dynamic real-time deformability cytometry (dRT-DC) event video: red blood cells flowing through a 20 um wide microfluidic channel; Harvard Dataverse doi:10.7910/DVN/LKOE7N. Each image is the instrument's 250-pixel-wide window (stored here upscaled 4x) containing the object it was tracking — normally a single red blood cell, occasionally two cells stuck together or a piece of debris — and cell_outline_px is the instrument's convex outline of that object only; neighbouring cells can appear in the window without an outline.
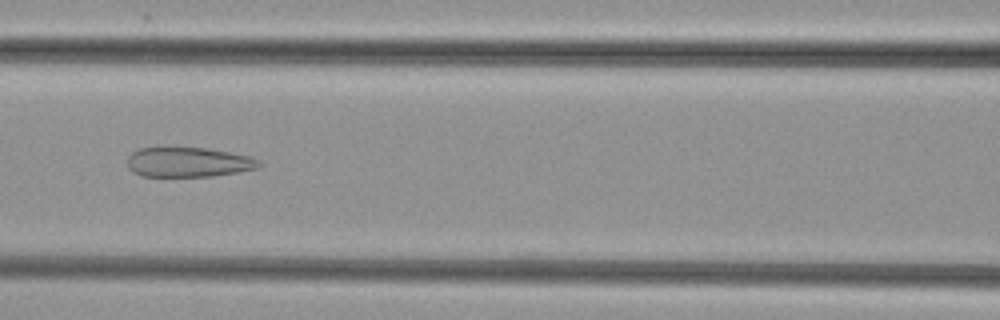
{"species": "common noctule bat (a hibernating species)", "species_latin": "Nyctalus noctula", "temperature_condition": "cold", "stored_images_in_passage": 51, "camera_frame_rate_fps": 3000, "um_per_image_px": 0.085, "animal": {"sex": "female", "body_mass_g": 29.2, "forearm_length_mm": 56.3}, "frame": {"image": 1, "passage_image": 23, "time_ms": 7.333, "image_size_px": [1000, 320], "cell_outline_px": [[264, 164], [260, 168], [212, 176], [140, 176], [132, 172], [128, 168], [128, 156], [132, 152], [140, 148], [204, 148], [252, 156]], "centroid_in_image_um": [16.03, 13.79], "position_along_channel_um": 150.6, "area_um2": 22.83}}
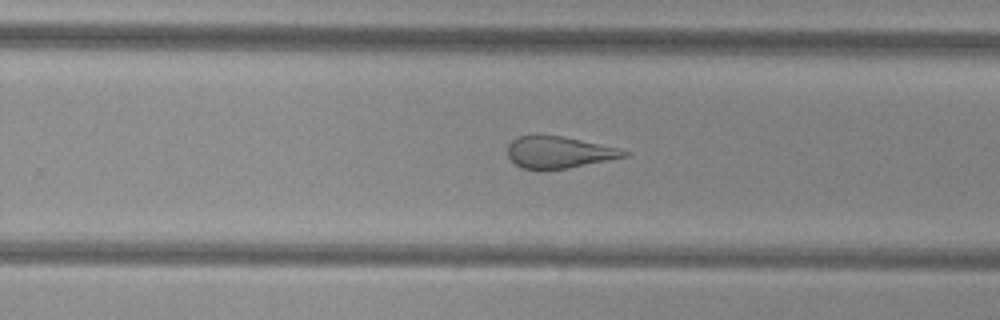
{"frame": {"image": 2, "passage_image": 33, "time_ms": 10.667, "image_size_px": [1000, 320], "cell_outline_px": [[632, 152], [628, 156], [568, 168], [520, 168], [508, 156], [508, 144], [512, 140], [520, 136], [536, 132], [540, 132], [564, 136], [616, 148]], "centroid_in_image_um": [47.47, 12.89], "position_along_channel_um": 282.3, "area_um2": 21.68}}
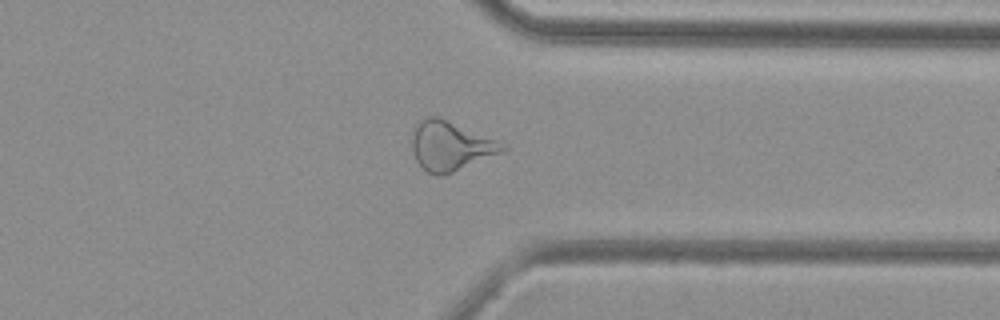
{"frame": {"image": 3, "passage_image": 40, "time_ms": 13.0, "image_size_px": [1000, 320], "cell_outline_px": [[508, 148], [444, 176], [436, 176], [428, 172], [416, 160], [412, 152], [412, 128], [420, 120], [428, 116], [440, 116], [500, 140], [508, 144]], "centroid_in_image_um": [38.28, 12.36], "position_along_channel_um": 373.1, "area_um2": 26.3}}